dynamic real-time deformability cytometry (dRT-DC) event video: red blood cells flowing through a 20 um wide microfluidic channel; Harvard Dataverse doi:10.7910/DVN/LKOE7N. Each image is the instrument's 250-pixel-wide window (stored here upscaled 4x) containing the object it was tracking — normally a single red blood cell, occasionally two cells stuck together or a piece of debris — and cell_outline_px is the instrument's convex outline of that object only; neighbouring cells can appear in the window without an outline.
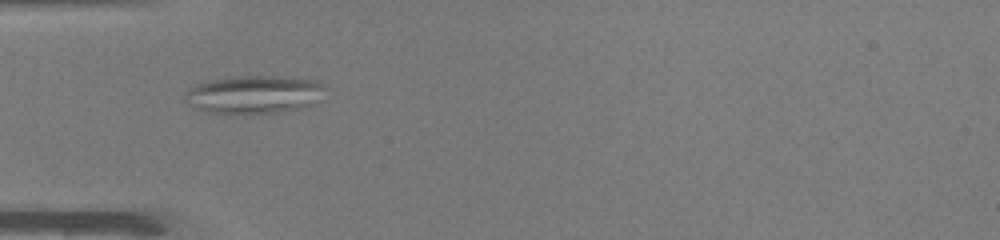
{"species": "common noctule bat (a hibernating species)", "species_latin": "Nyctalus noctula", "temperature_condition": "warm", "stored_images_in_passage": 34, "camera_frame_rate_fps": 3000, "um_per_image_px": 0.085, "animal": {"sex": "male", "body_mass_g": 19.0, "forearm_length_mm": 50.8}, "frame": {"image": 1, "passage_image": 1, "time_ms": 0.0, "image_size_px": [1000, 240], "cell_outline_px": [[324, 88], [312, 104], [296, 108], [276, 112], [208, 112], [196, 108], [188, 104], [184, 100], [184, 96], [196, 84], [212, 80], [232, 76], [280, 76], [316, 80], [324, 84]], "centroid_in_image_um": [21.56, 8.0], "position_along_channel_um": 63.4, "area_um2": 30.17}}
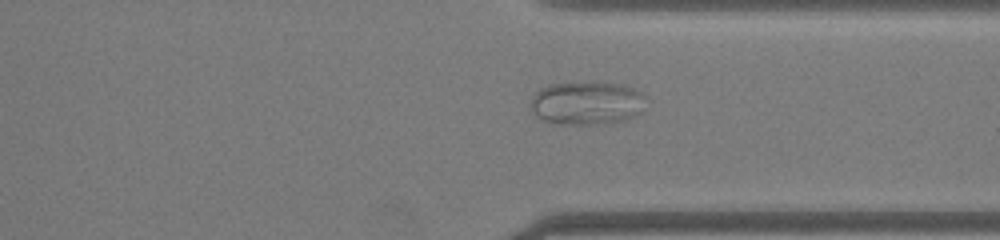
{"frame": {"image": 2, "passage_image": 23, "time_ms": 7.333, "image_size_px": [1000, 240], "cell_outline_px": [[648, 96], [640, 112], [636, 116], [628, 120], [596, 124], [564, 124], [544, 120], [536, 116], [528, 104], [532, 96], [540, 88], [552, 84], [604, 80], [624, 84]], "centroid_in_image_um": [49.91, 8.72], "position_along_channel_um": 361.5, "area_um2": 29.88}}
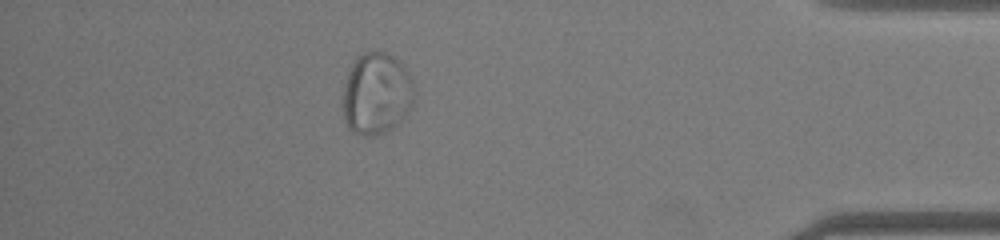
{"frame": {"image": 3, "passage_image": 29, "time_ms": 9.333, "image_size_px": [1000, 240], "cell_outline_px": [[412, 108], [392, 128], [384, 132], [372, 136], [364, 136], [348, 128], [344, 120], [344, 88], [348, 72], [356, 56], [364, 52], [384, 52], [400, 60], [412, 84]], "centroid_in_image_um": [31.98, 7.96], "position_along_channel_um": 403.2, "area_um2": 33.52}}